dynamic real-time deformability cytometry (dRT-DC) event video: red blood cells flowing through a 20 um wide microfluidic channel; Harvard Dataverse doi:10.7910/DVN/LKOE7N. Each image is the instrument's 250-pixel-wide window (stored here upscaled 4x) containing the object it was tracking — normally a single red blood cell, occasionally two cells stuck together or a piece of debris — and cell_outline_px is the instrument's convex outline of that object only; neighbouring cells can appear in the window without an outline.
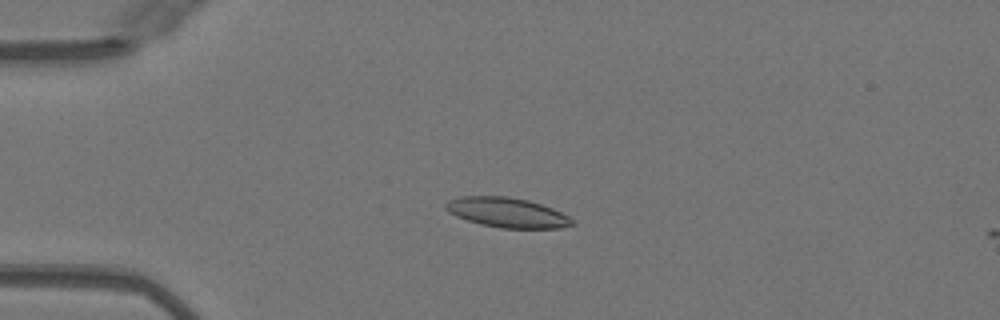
{"species": "Egyptian fruit bat (a non-hibernating species)", "species_latin": "Rousettus aegyptiacus", "temperature_condition": "warm", "stored_images_in_passage": 13, "camera_frame_rate_fps": 3000, "um_per_image_px": 0.085, "animal": {"sex": "female"}, "frame": {"image": 1, "passage_image": 12, "time_ms": 3.667, "image_size_px": [1000, 320], "cell_outline_px": [[576, 224], [560, 228], [500, 228], [480, 224], [456, 216], [448, 212], [444, 208], [444, 204], [448, 200], [460, 196], [508, 196], [528, 200], [552, 208], [576, 220]], "centroid_in_image_um": [43.1, 18.06], "position_along_channel_um": 41.9, "area_um2": 22.14}}